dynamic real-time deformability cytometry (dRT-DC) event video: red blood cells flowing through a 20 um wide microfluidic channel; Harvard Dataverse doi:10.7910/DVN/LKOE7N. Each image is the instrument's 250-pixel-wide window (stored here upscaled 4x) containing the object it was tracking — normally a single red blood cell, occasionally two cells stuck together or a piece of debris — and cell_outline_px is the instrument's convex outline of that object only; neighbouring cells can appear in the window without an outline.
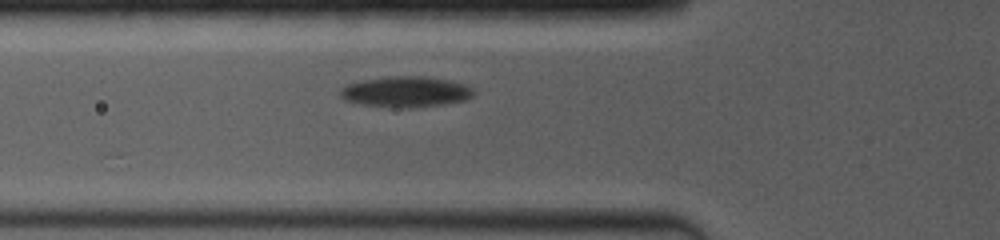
{"species": "common noctule bat (a hibernating species)", "species_latin": "Nyctalus noctula", "temperature_condition": "room temperature", "stored_images_in_passage": 3, "camera_frame_rate_fps": 4000, "um_per_image_px": 0.085, "animal": {"sex": "female", "body_mass_g": 19.0, "forearm_length_mm": 53.3}, "frame": {"image": 1, "passage_image": 3, "time_ms": 2.5, "image_size_px": [1000, 240], "cell_outline_px": [[476, 92], [468, 100], [444, 104], [412, 108], [404, 108], [360, 104], [344, 100], [340, 96], [340, 88], [348, 84], [360, 80], [396, 76], [424, 76], [448, 80], [464, 84], [472, 88]], "centroid_in_image_um": [34.5, 7.81], "position_along_channel_um": 91.3, "area_um2": 23.99}}